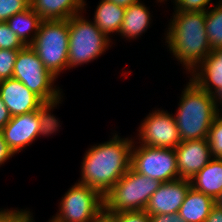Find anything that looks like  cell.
Masks as SVG:
<instances>
[{"mask_svg":"<svg viewBox=\"0 0 222 222\" xmlns=\"http://www.w3.org/2000/svg\"><path fill=\"white\" fill-rule=\"evenodd\" d=\"M117 222H151L150 215L145 210L109 213Z\"/></svg>","mask_w":222,"mask_h":222,"instance_id":"cell-28","label":"cell"},{"mask_svg":"<svg viewBox=\"0 0 222 222\" xmlns=\"http://www.w3.org/2000/svg\"><path fill=\"white\" fill-rule=\"evenodd\" d=\"M139 129V142L134 141L135 144L175 149L181 143L174 114L168 111L158 108L152 110L142 121Z\"/></svg>","mask_w":222,"mask_h":222,"instance_id":"cell-11","label":"cell"},{"mask_svg":"<svg viewBox=\"0 0 222 222\" xmlns=\"http://www.w3.org/2000/svg\"><path fill=\"white\" fill-rule=\"evenodd\" d=\"M0 222H34V218L30 210L0 209Z\"/></svg>","mask_w":222,"mask_h":222,"instance_id":"cell-27","label":"cell"},{"mask_svg":"<svg viewBox=\"0 0 222 222\" xmlns=\"http://www.w3.org/2000/svg\"><path fill=\"white\" fill-rule=\"evenodd\" d=\"M212 96L215 100L216 108L220 110L219 108L222 106V86Z\"/></svg>","mask_w":222,"mask_h":222,"instance_id":"cell-35","label":"cell"},{"mask_svg":"<svg viewBox=\"0 0 222 222\" xmlns=\"http://www.w3.org/2000/svg\"><path fill=\"white\" fill-rule=\"evenodd\" d=\"M42 21V18L29 7L25 11L13 15L6 23L26 46H30L39 31Z\"/></svg>","mask_w":222,"mask_h":222,"instance_id":"cell-21","label":"cell"},{"mask_svg":"<svg viewBox=\"0 0 222 222\" xmlns=\"http://www.w3.org/2000/svg\"><path fill=\"white\" fill-rule=\"evenodd\" d=\"M26 45L9 28L6 22H0V49L22 50Z\"/></svg>","mask_w":222,"mask_h":222,"instance_id":"cell-24","label":"cell"},{"mask_svg":"<svg viewBox=\"0 0 222 222\" xmlns=\"http://www.w3.org/2000/svg\"><path fill=\"white\" fill-rule=\"evenodd\" d=\"M177 108L174 117L181 141L207 139L211 125L219 114L213 96L190 79Z\"/></svg>","mask_w":222,"mask_h":222,"instance_id":"cell-3","label":"cell"},{"mask_svg":"<svg viewBox=\"0 0 222 222\" xmlns=\"http://www.w3.org/2000/svg\"><path fill=\"white\" fill-rule=\"evenodd\" d=\"M0 98L11 117L40 110L46 104L21 81L14 78L0 81Z\"/></svg>","mask_w":222,"mask_h":222,"instance_id":"cell-13","label":"cell"},{"mask_svg":"<svg viewBox=\"0 0 222 222\" xmlns=\"http://www.w3.org/2000/svg\"><path fill=\"white\" fill-rule=\"evenodd\" d=\"M104 211V197L92 187L75 183L62 196L57 222H93Z\"/></svg>","mask_w":222,"mask_h":222,"instance_id":"cell-9","label":"cell"},{"mask_svg":"<svg viewBox=\"0 0 222 222\" xmlns=\"http://www.w3.org/2000/svg\"><path fill=\"white\" fill-rule=\"evenodd\" d=\"M175 152L179 179L190 180L213 158L208 139L181 141Z\"/></svg>","mask_w":222,"mask_h":222,"instance_id":"cell-12","label":"cell"},{"mask_svg":"<svg viewBox=\"0 0 222 222\" xmlns=\"http://www.w3.org/2000/svg\"><path fill=\"white\" fill-rule=\"evenodd\" d=\"M55 107L57 105L45 104L40 110L11 117L0 133L14 154L31 145L39 136L48 137L58 131L60 121L51 114Z\"/></svg>","mask_w":222,"mask_h":222,"instance_id":"cell-4","label":"cell"},{"mask_svg":"<svg viewBox=\"0 0 222 222\" xmlns=\"http://www.w3.org/2000/svg\"><path fill=\"white\" fill-rule=\"evenodd\" d=\"M217 3L206 11L205 30L212 50L222 48V0Z\"/></svg>","mask_w":222,"mask_h":222,"instance_id":"cell-22","label":"cell"},{"mask_svg":"<svg viewBox=\"0 0 222 222\" xmlns=\"http://www.w3.org/2000/svg\"><path fill=\"white\" fill-rule=\"evenodd\" d=\"M93 222H117L116 219L105 210Z\"/></svg>","mask_w":222,"mask_h":222,"instance_id":"cell-34","label":"cell"},{"mask_svg":"<svg viewBox=\"0 0 222 222\" xmlns=\"http://www.w3.org/2000/svg\"><path fill=\"white\" fill-rule=\"evenodd\" d=\"M205 222H222V209L215 205L210 211Z\"/></svg>","mask_w":222,"mask_h":222,"instance_id":"cell-33","label":"cell"},{"mask_svg":"<svg viewBox=\"0 0 222 222\" xmlns=\"http://www.w3.org/2000/svg\"><path fill=\"white\" fill-rule=\"evenodd\" d=\"M114 2L115 4L127 8L130 4L136 3L139 0H108Z\"/></svg>","mask_w":222,"mask_h":222,"instance_id":"cell-36","label":"cell"},{"mask_svg":"<svg viewBox=\"0 0 222 222\" xmlns=\"http://www.w3.org/2000/svg\"><path fill=\"white\" fill-rule=\"evenodd\" d=\"M11 115L5 103L0 98V130L9 122Z\"/></svg>","mask_w":222,"mask_h":222,"instance_id":"cell-32","label":"cell"},{"mask_svg":"<svg viewBox=\"0 0 222 222\" xmlns=\"http://www.w3.org/2000/svg\"><path fill=\"white\" fill-rule=\"evenodd\" d=\"M30 47L56 78L68 69L69 25L67 20H43Z\"/></svg>","mask_w":222,"mask_h":222,"instance_id":"cell-7","label":"cell"},{"mask_svg":"<svg viewBox=\"0 0 222 222\" xmlns=\"http://www.w3.org/2000/svg\"><path fill=\"white\" fill-rule=\"evenodd\" d=\"M125 10L126 8L119 6L114 2L101 0L94 12L93 22L107 37L110 38L114 33L119 34Z\"/></svg>","mask_w":222,"mask_h":222,"instance_id":"cell-20","label":"cell"},{"mask_svg":"<svg viewBox=\"0 0 222 222\" xmlns=\"http://www.w3.org/2000/svg\"><path fill=\"white\" fill-rule=\"evenodd\" d=\"M151 222H186L178 214H154L150 215Z\"/></svg>","mask_w":222,"mask_h":222,"instance_id":"cell-30","label":"cell"},{"mask_svg":"<svg viewBox=\"0 0 222 222\" xmlns=\"http://www.w3.org/2000/svg\"><path fill=\"white\" fill-rule=\"evenodd\" d=\"M190 76L201 89L213 95L222 86V48L213 49Z\"/></svg>","mask_w":222,"mask_h":222,"instance_id":"cell-15","label":"cell"},{"mask_svg":"<svg viewBox=\"0 0 222 222\" xmlns=\"http://www.w3.org/2000/svg\"><path fill=\"white\" fill-rule=\"evenodd\" d=\"M212 157L222 158V117L218 114L208 134Z\"/></svg>","mask_w":222,"mask_h":222,"instance_id":"cell-23","label":"cell"},{"mask_svg":"<svg viewBox=\"0 0 222 222\" xmlns=\"http://www.w3.org/2000/svg\"><path fill=\"white\" fill-rule=\"evenodd\" d=\"M161 182L134 171L131 167L104 196L107 213L145 210Z\"/></svg>","mask_w":222,"mask_h":222,"instance_id":"cell-5","label":"cell"},{"mask_svg":"<svg viewBox=\"0 0 222 222\" xmlns=\"http://www.w3.org/2000/svg\"><path fill=\"white\" fill-rule=\"evenodd\" d=\"M83 12L68 19L69 50L68 70L96 60L111 47L112 42Z\"/></svg>","mask_w":222,"mask_h":222,"instance_id":"cell-6","label":"cell"},{"mask_svg":"<svg viewBox=\"0 0 222 222\" xmlns=\"http://www.w3.org/2000/svg\"><path fill=\"white\" fill-rule=\"evenodd\" d=\"M149 7L141 2V0L136 3L130 4L124 14L122 26L120 28L119 34L122 38L136 39L139 38L151 24V17Z\"/></svg>","mask_w":222,"mask_h":222,"instance_id":"cell-18","label":"cell"},{"mask_svg":"<svg viewBox=\"0 0 222 222\" xmlns=\"http://www.w3.org/2000/svg\"><path fill=\"white\" fill-rule=\"evenodd\" d=\"M18 51L0 49V81L12 78Z\"/></svg>","mask_w":222,"mask_h":222,"instance_id":"cell-26","label":"cell"},{"mask_svg":"<svg viewBox=\"0 0 222 222\" xmlns=\"http://www.w3.org/2000/svg\"><path fill=\"white\" fill-rule=\"evenodd\" d=\"M190 187V180L187 179L162 182L158 189L151 195L145 211L149 215L178 214Z\"/></svg>","mask_w":222,"mask_h":222,"instance_id":"cell-14","label":"cell"},{"mask_svg":"<svg viewBox=\"0 0 222 222\" xmlns=\"http://www.w3.org/2000/svg\"><path fill=\"white\" fill-rule=\"evenodd\" d=\"M130 167L161 183L179 179L177 156L173 148L135 146L133 141Z\"/></svg>","mask_w":222,"mask_h":222,"instance_id":"cell-10","label":"cell"},{"mask_svg":"<svg viewBox=\"0 0 222 222\" xmlns=\"http://www.w3.org/2000/svg\"><path fill=\"white\" fill-rule=\"evenodd\" d=\"M172 17L164 40L170 53L191 74L212 51L205 30L206 11L175 8Z\"/></svg>","mask_w":222,"mask_h":222,"instance_id":"cell-2","label":"cell"},{"mask_svg":"<svg viewBox=\"0 0 222 222\" xmlns=\"http://www.w3.org/2000/svg\"><path fill=\"white\" fill-rule=\"evenodd\" d=\"M222 108V107H221ZM221 112V113H220ZM219 115L222 117V109H221V111L219 110Z\"/></svg>","mask_w":222,"mask_h":222,"instance_id":"cell-40","label":"cell"},{"mask_svg":"<svg viewBox=\"0 0 222 222\" xmlns=\"http://www.w3.org/2000/svg\"><path fill=\"white\" fill-rule=\"evenodd\" d=\"M48 222H57V221L52 218V219H49Z\"/></svg>","mask_w":222,"mask_h":222,"instance_id":"cell-38","label":"cell"},{"mask_svg":"<svg viewBox=\"0 0 222 222\" xmlns=\"http://www.w3.org/2000/svg\"><path fill=\"white\" fill-rule=\"evenodd\" d=\"M15 154L7 146L2 134L0 133V166L4 164L8 159L12 158Z\"/></svg>","mask_w":222,"mask_h":222,"instance_id":"cell-31","label":"cell"},{"mask_svg":"<svg viewBox=\"0 0 222 222\" xmlns=\"http://www.w3.org/2000/svg\"><path fill=\"white\" fill-rule=\"evenodd\" d=\"M85 0H32L30 7L42 20H67L86 11Z\"/></svg>","mask_w":222,"mask_h":222,"instance_id":"cell-16","label":"cell"},{"mask_svg":"<svg viewBox=\"0 0 222 222\" xmlns=\"http://www.w3.org/2000/svg\"><path fill=\"white\" fill-rule=\"evenodd\" d=\"M212 0H173L175 8L182 11H207ZM209 4V6H208ZM208 7V8H207Z\"/></svg>","mask_w":222,"mask_h":222,"instance_id":"cell-29","label":"cell"},{"mask_svg":"<svg viewBox=\"0 0 222 222\" xmlns=\"http://www.w3.org/2000/svg\"><path fill=\"white\" fill-rule=\"evenodd\" d=\"M12 78L21 81L30 91L38 95L46 104L58 105L63 98L62 89L54 86L56 77L30 47L19 50L16 56Z\"/></svg>","mask_w":222,"mask_h":222,"instance_id":"cell-8","label":"cell"},{"mask_svg":"<svg viewBox=\"0 0 222 222\" xmlns=\"http://www.w3.org/2000/svg\"><path fill=\"white\" fill-rule=\"evenodd\" d=\"M214 206L213 198L190 187L178 215L186 222H205Z\"/></svg>","mask_w":222,"mask_h":222,"instance_id":"cell-19","label":"cell"},{"mask_svg":"<svg viewBox=\"0 0 222 222\" xmlns=\"http://www.w3.org/2000/svg\"><path fill=\"white\" fill-rule=\"evenodd\" d=\"M191 187L214 200L222 192V158L210 162L190 179Z\"/></svg>","mask_w":222,"mask_h":222,"instance_id":"cell-17","label":"cell"},{"mask_svg":"<svg viewBox=\"0 0 222 222\" xmlns=\"http://www.w3.org/2000/svg\"><path fill=\"white\" fill-rule=\"evenodd\" d=\"M164 1H167V0H157V2H160V3H161V2H164Z\"/></svg>","mask_w":222,"mask_h":222,"instance_id":"cell-39","label":"cell"},{"mask_svg":"<svg viewBox=\"0 0 222 222\" xmlns=\"http://www.w3.org/2000/svg\"><path fill=\"white\" fill-rule=\"evenodd\" d=\"M215 205L222 209V192L218 195V197L215 199Z\"/></svg>","mask_w":222,"mask_h":222,"instance_id":"cell-37","label":"cell"},{"mask_svg":"<svg viewBox=\"0 0 222 222\" xmlns=\"http://www.w3.org/2000/svg\"><path fill=\"white\" fill-rule=\"evenodd\" d=\"M29 7L28 0H0V22H6L16 13L23 12Z\"/></svg>","mask_w":222,"mask_h":222,"instance_id":"cell-25","label":"cell"},{"mask_svg":"<svg viewBox=\"0 0 222 222\" xmlns=\"http://www.w3.org/2000/svg\"><path fill=\"white\" fill-rule=\"evenodd\" d=\"M114 134L110 140L88 148L81 162L78 183L96 189L103 197L130 168L134 138Z\"/></svg>","mask_w":222,"mask_h":222,"instance_id":"cell-1","label":"cell"}]
</instances>
